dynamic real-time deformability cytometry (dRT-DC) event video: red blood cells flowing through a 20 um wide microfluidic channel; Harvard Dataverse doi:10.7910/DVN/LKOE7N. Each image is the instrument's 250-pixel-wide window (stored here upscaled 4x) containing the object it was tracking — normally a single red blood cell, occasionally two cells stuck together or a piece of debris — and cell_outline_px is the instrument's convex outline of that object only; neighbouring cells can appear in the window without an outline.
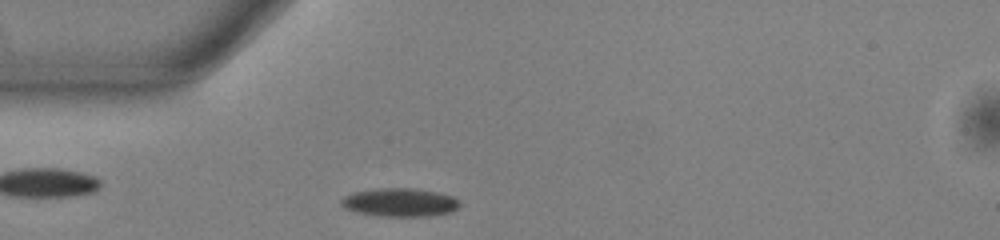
{"species": "common noctule bat (a hibernating species)", "species_latin": "Nyctalus noctula", "temperature_condition": "warm", "stored_images_in_passage": 51, "camera_frame_rate_fps": 3000, "um_per_image_px": 0.085, "animal": {"sex": "male", "body_mass_g": 13.0, "forearm_length_mm": 53.1}, "frame": {"image": 1, "passage_image": 12, "time_ms": 3.667, "image_size_px": [1000, 240], "cell_outline_px": [[460, 204], [452, 212], [428, 216], [384, 216], [356, 212], [344, 208], [340, 204], [340, 200], [344, 196], [352, 192], [376, 188], [416, 188], [436, 192], [452, 196], [460, 200]], "centroid_in_image_um": [33.97, 17.19], "position_along_channel_um": 51.0, "area_um2": 19.71}}
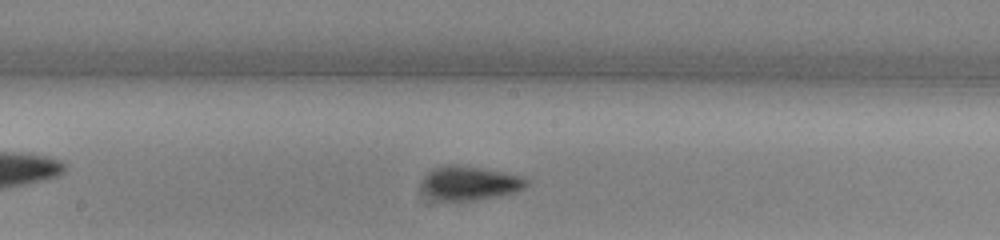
{"frame": {"image": 2, "passage_image": 25, "time_ms": 8.0, "image_size_px": [1000, 240], "cell_outline_px": [[528, 184], [524, 188], [516, 192], [496, 196], [472, 200], [440, 200], [428, 192], [420, 184], [420, 180], [432, 168], [448, 164], [480, 168], [524, 176], [528, 180]], "centroid_in_image_um": [39.96, 15.54], "position_along_channel_um": 208.2, "area_um2": 20.35}}
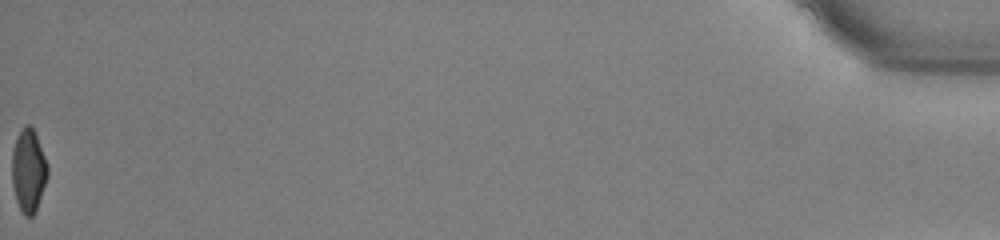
{"frame": {"image": 3, "passage_image": 51, "time_ms": 16.667, "image_size_px": [1000, 240], "cell_outline_px": [[48, 176], [36, 212], [32, 216], [24, 216], [16, 200], [12, 184], [12, 152], [20, 128], [24, 124], [28, 124], [36, 132], [48, 164]], "centroid_in_image_um": [2.43, 14.48], "position_along_channel_um": 432.8, "area_um2": 17.51}, "authors_computed_cell_mechanics": {"area_um2": 18.496, "velocity_mm_per_s": 3.8402, "shape_relaxation_time_tau1_ms": 6.5896, "shape_relaxation_time_tau2_ms": 3.0314, "deformation_change_tau1": 0.1721, "deformation_change_tau2": 0.0673}}